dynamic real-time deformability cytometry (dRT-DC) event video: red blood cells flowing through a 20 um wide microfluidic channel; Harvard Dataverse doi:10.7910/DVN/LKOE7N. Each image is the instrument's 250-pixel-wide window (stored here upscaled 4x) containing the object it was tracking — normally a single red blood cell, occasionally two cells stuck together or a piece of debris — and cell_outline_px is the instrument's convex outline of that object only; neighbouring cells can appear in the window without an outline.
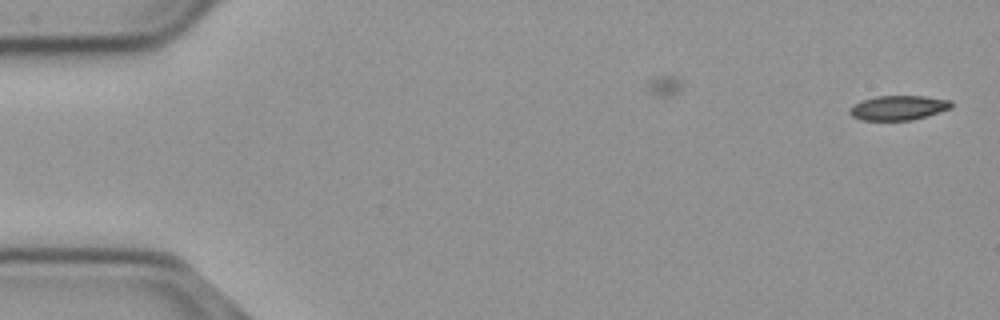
{"species": "common noctule bat (a hibernating species)", "species_latin": "Nyctalus noctula", "temperature_condition": "cold", "stored_images_in_passage": 9, "camera_frame_rate_fps": 3000, "um_per_image_px": 0.085, "animal": {"sex": "male", "body_mass_g": 23.1, "forearm_length_mm": 52.7}, "frame": {"image": 1, "passage_image": 1, "time_ms": 0.0, "image_size_px": [1000, 320], "cell_outline_px": [[952, 108], [928, 116], [912, 120], [860, 120], [852, 116], [848, 112], [848, 108], [860, 100], [876, 96], [924, 96], [952, 100]], "centroid_in_image_um": [76.35, 9.16], "position_along_channel_um": 8.7, "area_um2": 14.8}}